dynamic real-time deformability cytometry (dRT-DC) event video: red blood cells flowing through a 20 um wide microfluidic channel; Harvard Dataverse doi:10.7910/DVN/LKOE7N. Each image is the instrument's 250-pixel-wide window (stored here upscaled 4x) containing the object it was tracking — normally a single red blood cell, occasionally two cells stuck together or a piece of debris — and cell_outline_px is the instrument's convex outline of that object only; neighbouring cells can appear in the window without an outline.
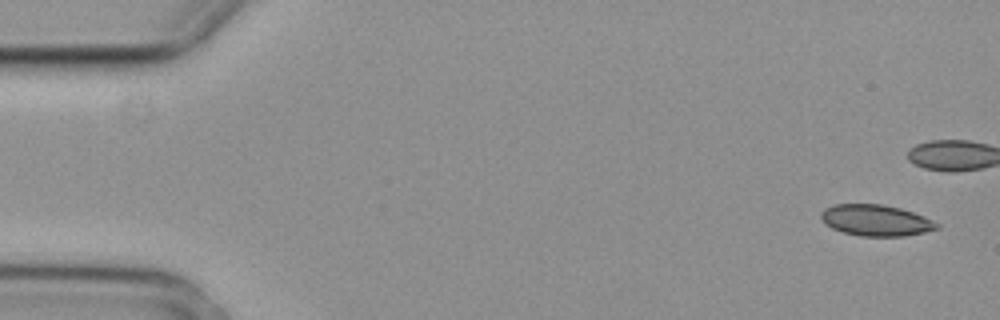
{"species": "common noctule bat (a hibernating species)", "species_latin": "Nyctalus noctula", "temperature_condition": "cold", "stored_images_in_passage": 5, "camera_frame_rate_fps": 3000, "um_per_image_px": 0.085, "animal": {"sex": "female", "body_mass_g": 29.2, "forearm_length_mm": 56.3}, "frame": {"image": 1, "passage_image": 1, "time_ms": 0.0, "image_size_px": [1000, 320], "cell_outline_px": [[940, 228], [924, 232], [904, 236], [860, 236], [844, 232], [832, 228], [824, 224], [820, 216], [820, 212], [824, 208], [832, 204], [880, 204], [900, 208], [924, 216], [940, 224]], "centroid_in_image_um": [74.43, 18.72], "position_along_channel_um": 10.6, "area_um2": 21.15}}
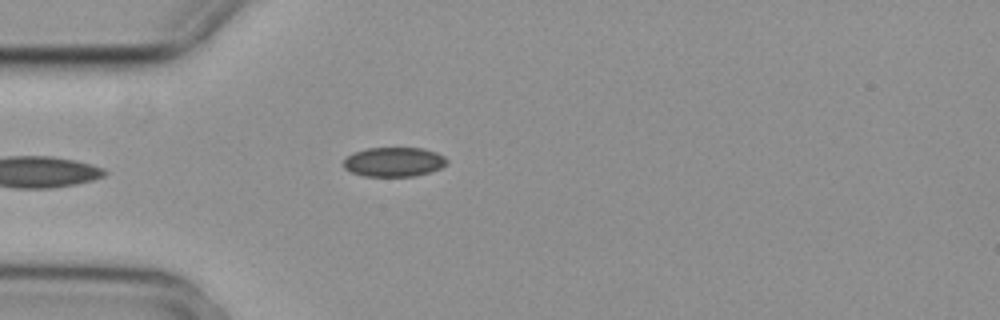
{"frame": {"image": 2, "passage_image": 5, "time_ms": 1.333, "image_size_px": [1000, 320], "cell_outline_px": [[448, 160], [440, 168], [416, 176], [364, 176], [352, 172], [344, 168], [344, 160], [352, 152], [368, 148], [424, 148], [436, 152], [444, 156]], "centroid_in_image_um": [33.47, 13.75], "position_along_channel_um": 51.5, "area_um2": 17.63}}